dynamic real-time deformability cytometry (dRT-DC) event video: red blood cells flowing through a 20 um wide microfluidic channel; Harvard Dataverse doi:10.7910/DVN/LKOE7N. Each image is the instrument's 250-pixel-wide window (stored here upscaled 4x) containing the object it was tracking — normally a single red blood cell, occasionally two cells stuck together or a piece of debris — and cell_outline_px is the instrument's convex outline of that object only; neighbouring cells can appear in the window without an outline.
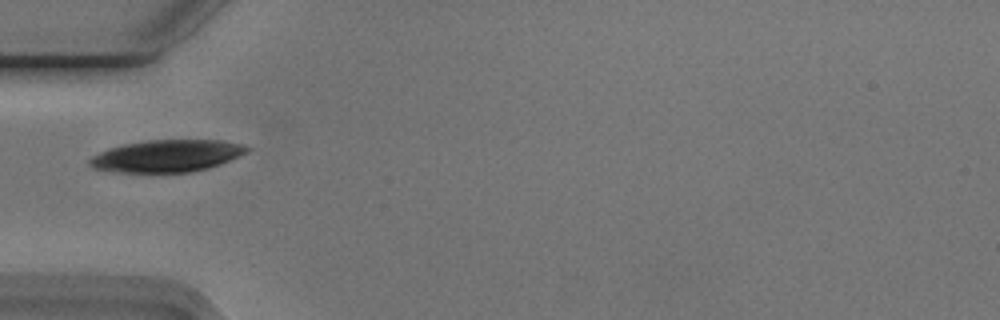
{"species": "Egyptian fruit bat (a non-hibernating species)", "species_latin": "Rousettus aegyptiacus", "temperature_condition": "cold", "stored_images_in_passage": 6, "camera_frame_rate_fps": 3000, "um_per_image_px": 0.085, "animal": {"sex": "male"}, "frame": {"image": 1, "passage_image": 1, "time_ms": 0.0, "image_size_px": [1000, 320], "cell_outline_px": [[252, 148], [248, 152], [240, 156], [220, 164], [208, 168], [192, 172], [116, 172], [92, 168], [88, 164], [88, 160], [92, 156], [108, 148], [124, 144], [148, 140], [224, 140], [244, 144]], "centroid_in_image_um": [14.21, 13.25], "position_along_channel_um": 70.8, "area_um2": 29.65}}
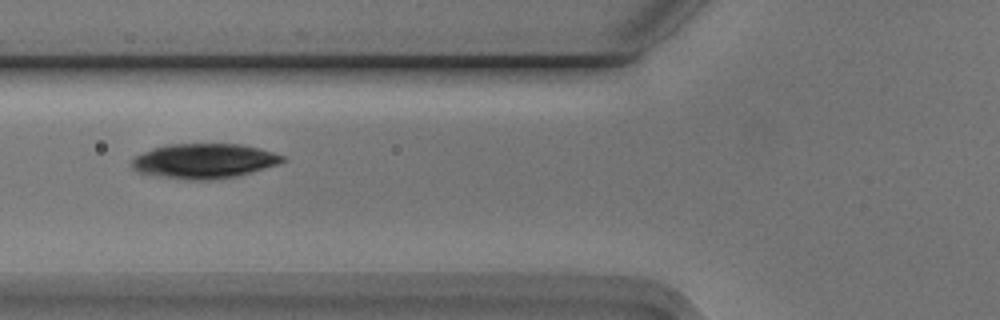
{"frame": {"image": 2, "passage_image": 4, "time_ms": 1.0, "image_size_px": [1000, 320], "cell_outline_px": [[288, 160], [252, 172], [236, 176], [208, 180], [200, 180], [160, 176], [136, 172], [132, 168], [132, 160], [136, 156], [152, 148], [168, 144], [240, 144], [260, 148], [284, 156]], "centroid_in_image_um": [17.35, 13.67], "position_along_channel_um": 108.4, "area_um2": 30.29}}